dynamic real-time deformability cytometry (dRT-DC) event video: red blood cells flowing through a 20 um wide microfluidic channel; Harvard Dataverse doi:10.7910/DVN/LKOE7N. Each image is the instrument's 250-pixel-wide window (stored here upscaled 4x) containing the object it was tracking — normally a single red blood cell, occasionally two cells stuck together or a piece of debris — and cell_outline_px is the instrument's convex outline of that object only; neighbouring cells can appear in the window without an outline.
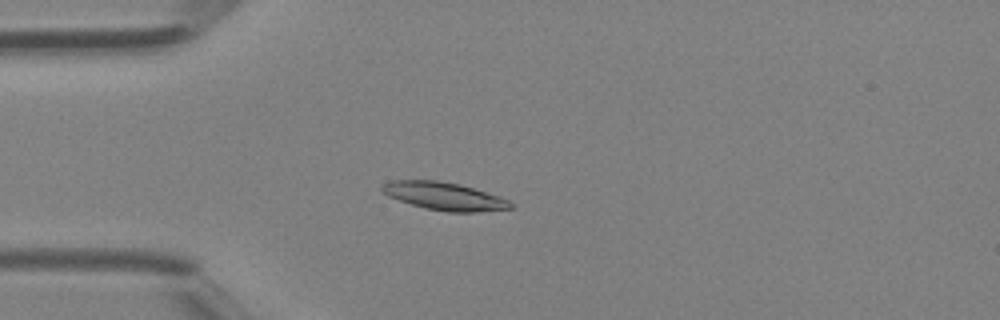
{"species": "Egyptian fruit bat (a non-hibernating species)", "species_latin": "Rousettus aegyptiacus", "temperature_condition": "room temperature", "stored_images_in_passage": 38, "camera_frame_rate_fps": 3000, "um_per_image_px": 0.085, "animal": {"sex": "female"}, "frame": {"image": 1, "passage_image": 7, "time_ms": 2.0, "image_size_px": [1000, 320], "cell_outline_px": [[512, 208], [476, 212], [448, 212], [424, 208], [388, 196], [380, 192], [380, 188], [384, 184], [392, 180], [436, 180], [460, 184], [500, 196], [508, 200], [512, 204]], "centroid_in_image_um": [37.75, 16.67], "position_along_channel_um": 47.3, "area_um2": 20.81}}
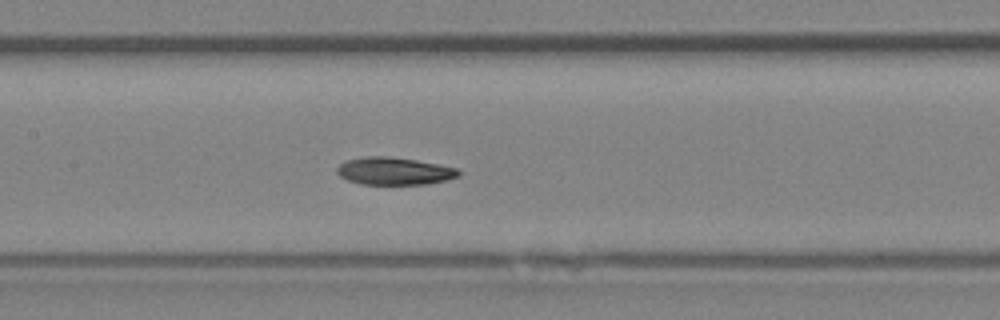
{"frame": {"image": 2, "passage_image": 16, "time_ms": 5.0, "image_size_px": [1000, 320], "cell_outline_px": [[460, 176], [448, 180], [428, 184], [360, 184], [348, 180], [340, 176], [336, 172], [336, 168], [344, 160], [368, 156], [388, 156], [416, 160], [456, 168], [460, 172]], "centroid_in_image_um": [33.49, 14.54], "position_along_channel_um": 173.9, "area_um2": 19.54}}
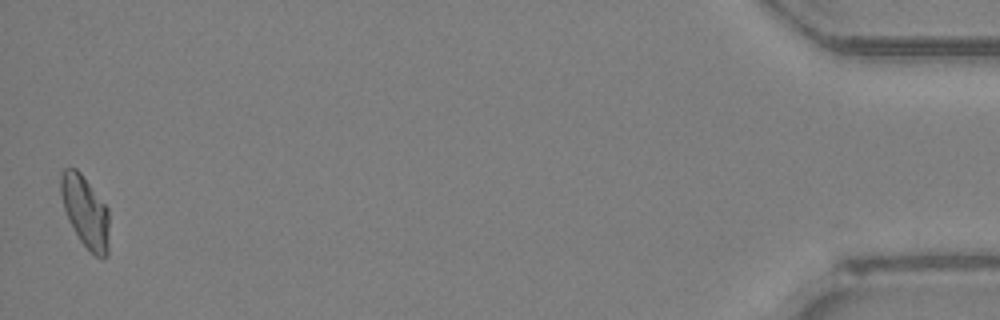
{"frame": {"image": 3, "passage_image": 38, "time_ms": 12.333, "image_size_px": [1000, 320], "cell_outline_px": [[108, 256], [96, 256], [80, 240], [68, 220], [64, 208], [60, 192], [60, 172], [64, 168], [76, 168], [80, 172], [108, 208]], "centroid_in_image_um": [7.23, 17.95], "position_along_channel_um": 428.0, "area_um2": 19.94}}